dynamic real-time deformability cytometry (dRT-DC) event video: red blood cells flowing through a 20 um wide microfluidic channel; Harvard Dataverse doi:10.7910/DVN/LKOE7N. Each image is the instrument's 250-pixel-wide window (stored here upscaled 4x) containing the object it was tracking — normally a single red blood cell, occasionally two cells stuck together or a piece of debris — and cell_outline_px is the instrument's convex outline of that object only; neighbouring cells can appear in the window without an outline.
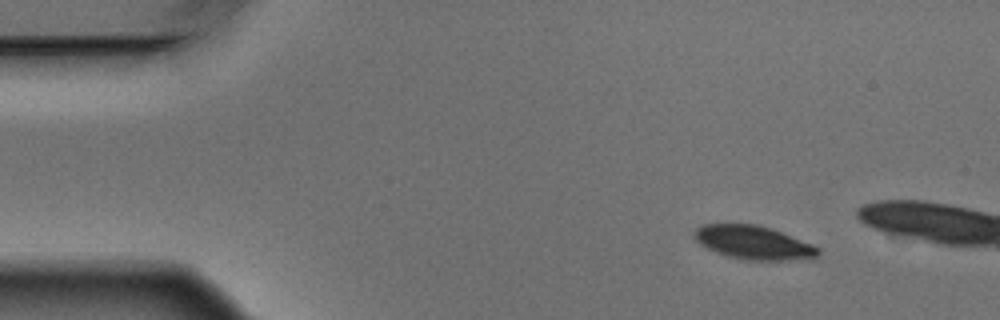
{"species": "Egyptian fruit bat (a non-hibernating species)", "species_latin": "Rousettus aegyptiacus", "temperature_condition": "warm", "stored_images_in_passage": 4, "camera_frame_rate_fps": 3000, "um_per_image_px": 0.085, "animal": {"sex": "male"}, "frame": {"image": 1, "passage_image": 1, "time_ms": 0.0, "image_size_px": [1000, 320], "cell_outline_px": [[820, 252], [816, 256], [788, 260], [740, 260], [716, 252], [700, 244], [696, 240], [696, 228], [704, 224], [756, 224], [772, 228], [812, 244], [820, 248]], "centroid_in_image_um": [64.05, 20.61], "position_along_channel_um": 20.9, "area_um2": 23.99}}